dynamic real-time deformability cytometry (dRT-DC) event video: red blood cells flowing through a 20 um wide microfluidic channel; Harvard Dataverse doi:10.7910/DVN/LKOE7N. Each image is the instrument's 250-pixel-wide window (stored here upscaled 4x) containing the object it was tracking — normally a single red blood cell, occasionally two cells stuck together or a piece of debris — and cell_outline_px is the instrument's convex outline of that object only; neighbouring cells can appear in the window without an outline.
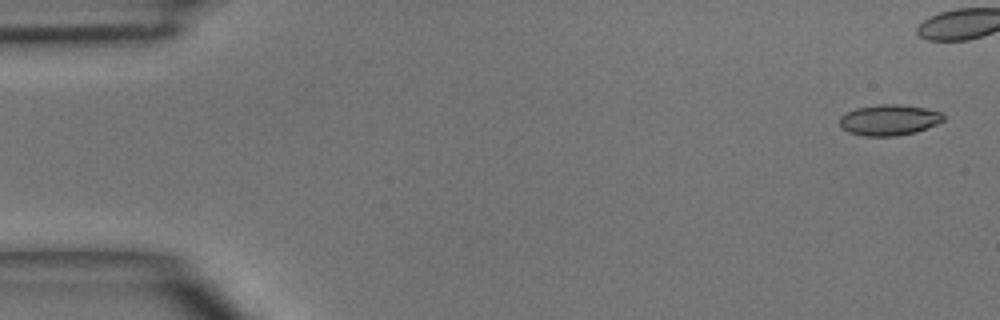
{"species": "common noctule bat (a hibernating species)", "species_latin": "Nyctalus noctula", "temperature_condition": "room temperature", "stored_images_in_passage": 7, "camera_frame_rate_fps": 3000, "um_per_image_px": 0.085, "animal": {"sex": "male", "body_mass_g": 15.6}, "frame": {"image": 1, "passage_image": 1, "time_ms": 0.0, "image_size_px": [1000, 320], "cell_outline_px": [[944, 120], [936, 124], [916, 132], [896, 136], [864, 136], [848, 132], [840, 128], [840, 116], [856, 108], [880, 104], [900, 104], [924, 108], [940, 112], [944, 116]], "centroid_in_image_um": [75.55, 10.2], "position_along_channel_um": 9.4, "area_um2": 18.61}}
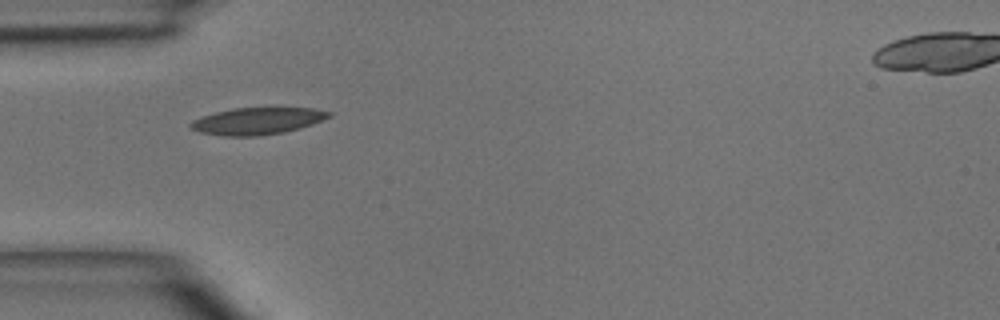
{"frame": {"image": 2, "passage_image": 5, "time_ms": 5.333, "image_size_px": [1000, 320], "cell_outline_px": [[332, 116], [312, 124], [300, 128], [284, 132], [260, 136], [224, 136], [200, 132], [192, 128], [188, 124], [192, 120], [216, 112], [232, 108], [312, 108], [332, 112]], "centroid_in_image_um": [21.89, 10.29], "position_along_channel_um": 63.1, "area_um2": 21.62}}